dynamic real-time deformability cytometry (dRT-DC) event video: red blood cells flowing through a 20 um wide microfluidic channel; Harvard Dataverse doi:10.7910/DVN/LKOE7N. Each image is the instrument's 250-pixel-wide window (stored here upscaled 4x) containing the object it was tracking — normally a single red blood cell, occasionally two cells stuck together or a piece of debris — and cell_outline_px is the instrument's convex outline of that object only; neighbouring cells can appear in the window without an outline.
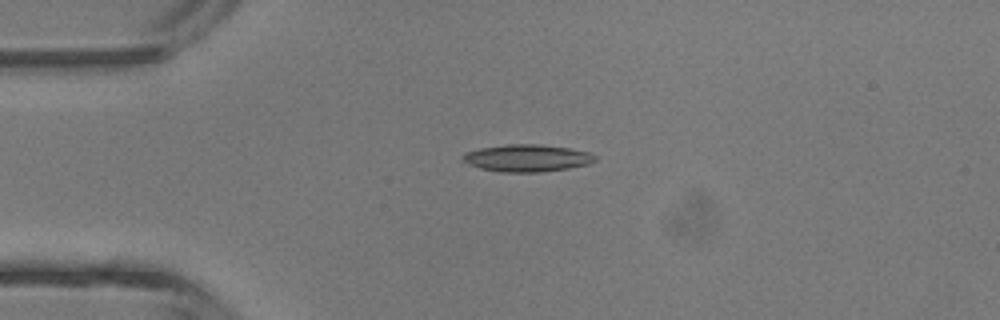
{"species": "common noctule bat (a hibernating species)", "species_latin": "Nyctalus noctula", "temperature_condition": "room temperature", "stored_images_in_passage": 2, "camera_frame_rate_fps": 3000, "um_per_image_px": 0.085, "animal": {"sex": "male", "body_mass_g": 13.3}, "frame": {"image": 1, "passage_image": 2, "time_ms": 1.333, "image_size_px": [1000, 320], "cell_outline_px": [[596, 160], [588, 164], [568, 168], [540, 172], [500, 172], [480, 168], [464, 160], [460, 156], [464, 152], [480, 148], [508, 144], [536, 144], [568, 148], [592, 152], [596, 156]], "centroid_in_image_um": [44.81, 13.43], "position_along_channel_um": 40.2, "area_um2": 20.87}}